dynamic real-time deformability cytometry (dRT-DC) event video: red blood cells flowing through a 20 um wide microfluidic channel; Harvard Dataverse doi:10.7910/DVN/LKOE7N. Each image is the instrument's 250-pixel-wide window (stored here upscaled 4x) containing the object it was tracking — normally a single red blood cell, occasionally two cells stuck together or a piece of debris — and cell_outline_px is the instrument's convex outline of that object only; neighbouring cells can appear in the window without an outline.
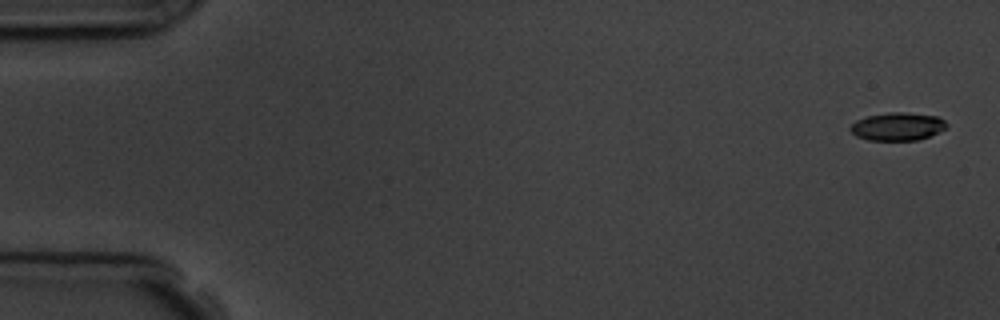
{"species": "common noctule bat (a hibernating species)", "species_latin": "Nyctalus noctula", "temperature_condition": "room temperature", "stored_images_in_passage": 5, "camera_frame_rate_fps": 3000, "um_per_image_px": 0.085, "animal": {"sex": "male", "body_mass_g": 19.5, "forearm_length_mm": 54.6}, "frame": {"image": 1, "passage_image": 1, "time_ms": 0.0, "image_size_px": [1000, 320], "cell_outline_px": [[948, 124], [944, 128], [928, 136], [916, 140], [868, 140], [856, 136], [848, 128], [856, 120], [868, 116], [888, 112], [904, 112], [940, 116]], "centroid_in_image_um": [76.27, 10.74], "position_along_channel_um": 8.7, "area_um2": 15.61}}
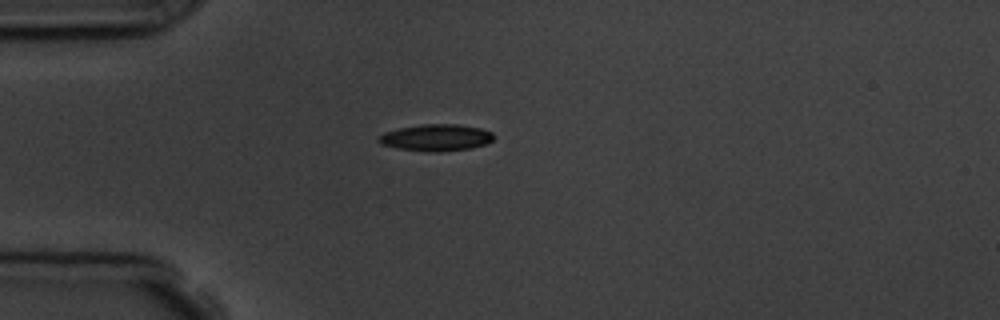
{"frame": {"image": 2, "passage_image": 4, "time_ms": 4.333, "image_size_px": [1000, 320], "cell_outline_px": [[496, 136], [492, 140], [484, 144], [468, 148], [440, 152], [428, 152], [396, 148], [380, 144], [376, 140], [384, 132], [400, 128], [424, 124], [456, 124], [480, 128], [492, 132]], "centroid_in_image_um": [37.05, 11.7], "position_along_channel_um": 48.0, "area_um2": 17.86}}